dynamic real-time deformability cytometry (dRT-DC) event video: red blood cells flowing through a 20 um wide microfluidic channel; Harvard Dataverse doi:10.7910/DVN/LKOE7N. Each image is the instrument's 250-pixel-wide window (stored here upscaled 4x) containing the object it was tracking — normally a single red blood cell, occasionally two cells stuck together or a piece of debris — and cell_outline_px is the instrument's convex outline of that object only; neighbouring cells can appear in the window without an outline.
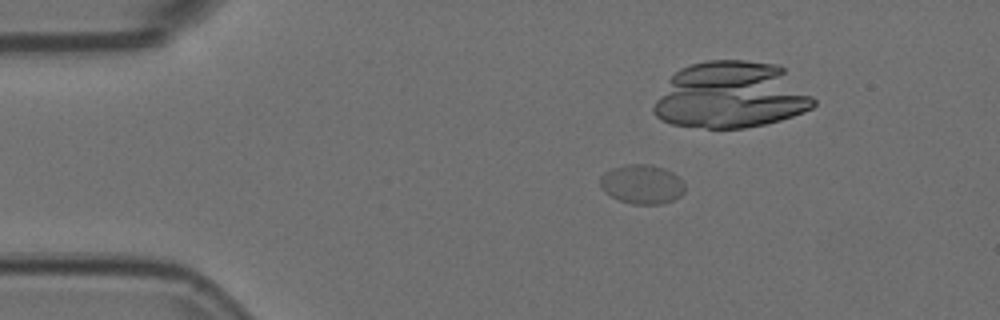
{"species": "Egyptian fruit bat (a non-hibernating species)", "species_latin": "Rousettus aegyptiacus", "temperature_condition": "room temperature", "stored_images_in_passage": 38, "camera_frame_rate_fps": 3000, "um_per_image_px": 0.085, "animal": {"sex": "female"}, "frame": {"image": 1, "passage_image": 6, "time_ms": 1.667, "image_size_px": [1000, 320], "cell_outline_px": [[684, 192], [680, 196], [672, 200], [660, 204], [632, 204], [620, 200], [604, 192], [600, 188], [600, 176], [604, 172], [612, 168], [624, 164], [648, 164], [664, 168], [672, 172], [684, 184]], "centroid_in_image_um": [54.53, 15.65], "position_along_channel_um": 30.5, "area_um2": 19.36}}